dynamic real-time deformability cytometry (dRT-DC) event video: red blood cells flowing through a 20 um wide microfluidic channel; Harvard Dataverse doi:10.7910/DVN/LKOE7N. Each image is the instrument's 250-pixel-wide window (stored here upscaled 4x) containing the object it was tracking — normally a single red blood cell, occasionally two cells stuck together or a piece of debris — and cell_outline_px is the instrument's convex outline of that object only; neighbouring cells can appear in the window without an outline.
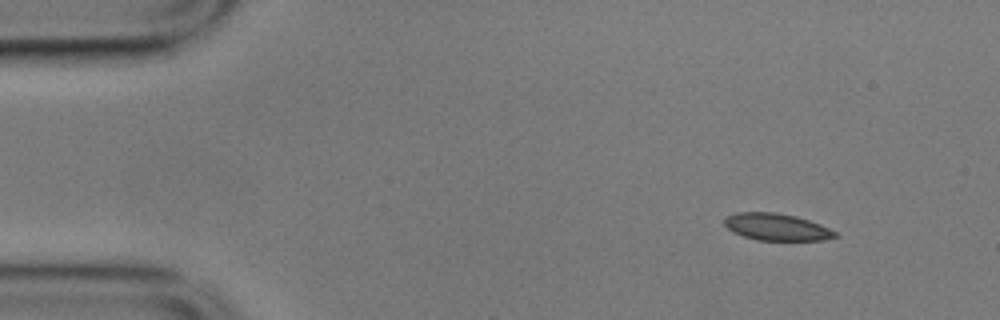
{"species": "common noctule bat (a hibernating species)", "species_latin": "Nyctalus noctula", "temperature_condition": "cold", "stored_images_in_passage": 5, "camera_frame_rate_fps": 3000, "um_per_image_px": 0.085, "animal": {"sex": "male", "body_mass_g": 17.9}, "frame": {"image": 1, "passage_image": 1, "time_ms": 0.0, "image_size_px": [1000, 320], "cell_outline_px": [[840, 236], [824, 240], [756, 240], [732, 232], [724, 224], [724, 216], [736, 212], [776, 212], [796, 216], [820, 224], [836, 232]], "centroid_in_image_um": [65.99, 19.29], "position_along_channel_um": 19.0, "area_um2": 17.51}}